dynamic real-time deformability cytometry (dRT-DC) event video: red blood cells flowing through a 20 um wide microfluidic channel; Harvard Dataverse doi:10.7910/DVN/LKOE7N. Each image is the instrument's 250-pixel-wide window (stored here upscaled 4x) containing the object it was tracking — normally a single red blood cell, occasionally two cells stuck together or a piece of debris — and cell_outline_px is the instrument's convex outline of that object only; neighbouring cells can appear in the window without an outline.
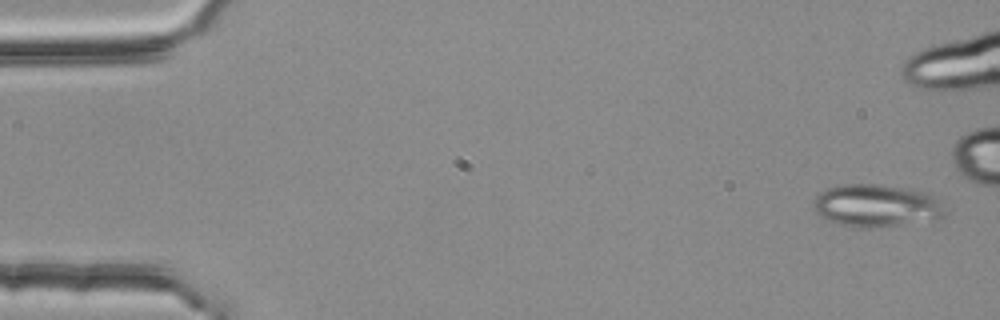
{"species": "common noctule bat (a hibernating species)", "species_latin": "Nyctalus noctula", "temperature_condition": "room temperature", "stored_images_in_passage": 6, "camera_frame_rate_fps": 3000, "um_per_image_px": 0.085, "animal": {"sex": "female", "body_mass_g": 25.1}, "frame": {"image": 1, "passage_image": 1, "time_ms": 0.0, "image_size_px": [1000, 320], "cell_outline_px": [[944, 216], [872, 228], [860, 228], [836, 224], [820, 216], [816, 212], [816, 196], [824, 188], [840, 184], [880, 184], [928, 192], [936, 196]], "centroid_in_image_um": [74.4, 17.45], "position_along_channel_um": 10.6, "area_um2": 31.96}}